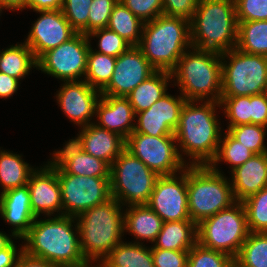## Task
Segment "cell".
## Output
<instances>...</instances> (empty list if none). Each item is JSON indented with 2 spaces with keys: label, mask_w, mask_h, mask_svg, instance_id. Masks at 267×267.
Segmentation results:
<instances>
[{
  "label": "cell",
  "mask_w": 267,
  "mask_h": 267,
  "mask_svg": "<svg viewBox=\"0 0 267 267\" xmlns=\"http://www.w3.org/2000/svg\"><path fill=\"white\" fill-rule=\"evenodd\" d=\"M250 124L267 127V92L250 96Z\"/></svg>",
  "instance_id": "7dc6e473"
},
{
  "label": "cell",
  "mask_w": 267,
  "mask_h": 267,
  "mask_svg": "<svg viewBox=\"0 0 267 267\" xmlns=\"http://www.w3.org/2000/svg\"><path fill=\"white\" fill-rule=\"evenodd\" d=\"M236 48L267 57V20L238 22Z\"/></svg>",
  "instance_id": "1f68e13d"
},
{
  "label": "cell",
  "mask_w": 267,
  "mask_h": 267,
  "mask_svg": "<svg viewBox=\"0 0 267 267\" xmlns=\"http://www.w3.org/2000/svg\"><path fill=\"white\" fill-rule=\"evenodd\" d=\"M119 0H93L89 8V34L108 26L112 9Z\"/></svg>",
  "instance_id": "ee69618b"
},
{
  "label": "cell",
  "mask_w": 267,
  "mask_h": 267,
  "mask_svg": "<svg viewBox=\"0 0 267 267\" xmlns=\"http://www.w3.org/2000/svg\"><path fill=\"white\" fill-rule=\"evenodd\" d=\"M237 21L267 20V0H234Z\"/></svg>",
  "instance_id": "b9f144b4"
},
{
  "label": "cell",
  "mask_w": 267,
  "mask_h": 267,
  "mask_svg": "<svg viewBox=\"0 0 267 267\" xmlns=\"http://www.w3.org/2000/svg\"><path fill=\"white\" fill-rule=\"evenodd\" d=\"M230 267H240L235 261L230 265Z\"/></svg>",
  "instance_id": "9f6ffc18"
},
{
  "label": "cell",
  "mask_w": 267,
  "mask_h": 267,
  "mask_svg": "<svg viewBox=\"0 0 267 267\" xmlns=\"http://www.w3.org/2000/svg\"><path fill=\"white\" fill-rule=\"evenodd\" d=\"M97 126L119 134L125 140L134 131V109L126 97L101 95L96 105ZM132 123V124H131Z\"/></svg>",
  "instance_id": "603a6c76"
},
{
  "label": "cell",
  "mask_w": 267,
  "mask_h": 267,
  "mask_svg": "<svg viewBox=\"0 0 267 267\" xmlns=\"http://www.w3.org/2000/svg\"><path fill=\"white\" fill-rule=\"evenodd\" d=\"M158 177L156 172L125 149L111 165V196L122 206L147 205Z\"/></svg>",
  "instance_id": "30bf717a"
},
{
  "label": "cell",
  "mask_w": 267,
  "mask_h": 267,
  "mask_svg": "<svg viewBox=\"0 0 267 267\" xmlns=\"http://www.w3.org/2000/svg\"><path fill=\"white\" fill-rule=\"evenodd\" d=\"M32 67H38L37 59L25 42L0 51L1 73L20 80L29 74Z\"/></svg>",
  "instance_id": "f1b7e54d"
},
{
  "label": "cell",
  "mask_w": 267,
  "mask_h": 267,
  "mask_svg": "<svg viewBox=\"0 0 267 267\" xmlns=\"http://www.w3.org/2000/svg\"><path fill=\"white\" fill-rule=\"evenodd\" d=\"M92 264L88 263L85 267H104L102 264L98 263V265L91 266Z\"/></svg>",
  "instance_id": "11a10c76"
},
{
  "label": "cell",
  "mask_w": 267,
  "mask_h": 267,
  "mask_svg": "<svg viewBox=\"0 0 267 267\" xmlns=\"http://www.w3.org/2000/svg\"><path fill=\"white\" fill-rule=\"evenodd\" d=\"M81 128L78 136L71 140L83 151L105 161L111 167L113 161L125 150L126 140L94 123Z\"/></svg>",
  "instance_id": "44dd1931"
},
{
  "label": "cell",
  "mask_w": 267,
  "mask_h": 267,
  "mask_svg": "<svg viewBox=\"0 0 267 267\" xmlns=\"http://www.w3.org/2000/svg\"><path fill=\"white\" fill-rule=\"evenodd\" d=\"M249 232H267V187L242 201Z\"/></svg>",
  "instance_id": "d590c367"
},
{
  "label": "cell",
  "mask_w": 267,
  "mask_h": 267,
  "mask_svg": "<svg viewBox=\"0 0 267 267\" xmlns=\"http://www.w3.org/2000/svg\"><path fill=\"white\" fill-rule=\"evenodd\" d=\"M151 248L189 251L197 243V224L192 220L164 222Z\"/></svg>",
  "instance_id": "484cf974"
},
{
  "label": "cell",
  "mask_w": 267,
  "mask_h": 267,
  "mask_svg": "<svg viewBox=\"0 0 267 267\" xmlns=\"http://www.w3.org/2000/svg\"><path fill=\"white\" fill-rule=\"evenodd\" d=\"M93 0H64L62 12L77 33L89 34V8Z\"/></svg>",
  "instance_id": "ab89813d"
},
{
  "label": "cell",
  "mask_w": 267,
  "mask_h": 267,
  "mask_svg": "<svg viewBox=\"0 0 267 267\" xmlns=\"http://www.w3.org/2000/svg\"><path fill=\"white\" fill-rule=\"evenodd\" d=\"M90 41L88 35L76 33L68 41L44 53L37 60V69L62 82L81 81L80 77H85Z\"/></svg>",
  "instance_id": "7c38bea8"
},
{
  "label": "cell",
  "mask_w": 267,
  "mask_h": 267,
  "mask_svg": "<svg viewBox=\"0 0 267 267\" xmlns=\"http://www.w3.org/2000/svg\"><path fill=\"white\" fill-rule=\"evenodd\" d=\"M155 71L141 49L138 46H131L116 58L112 78L101 91V95L127 97Z\"/></svg>",
  "instance_id": "9a60e30c"
},
{
  "label": "cell",
  "mask_w": 267,
  "mask_h": 267,
  "mask_svg": "<svg viewBox=\"0 0 267 267\" xmlns=\"http://www.w3.org/2000/svg\"><path fill=\"white\" fill-rule=\"evenodd\" d=\"M61 186L63 215L78 216L112 198L110 177L57 173Z\"/></svg>",
  "instance_id": "4fadbf2b"
},
{
  "label": "cell",
  "mask_w": 267,
  "mask_h": 267,
  "mask_svg": "<svg viewBox=\"0 0 267 267\" xmlns=\"http://www.w3.org/2000/svg\"><path fill=\"white\" fill-rule=\"evenodd\" d=\"M199 0H162L163 15L181 17L190 21Z\"/></svg>",
  "instance_id": "bcb514c9"
},
{
  "label": "cell",
  "mask_w": 267,
  "mask_h": 267,
  "mask_svg": "<svg viewBox=\"0 0 267 267\" xmlns=\"http://www.w3.org/2000/svg\"><path fill=\"white\" fill-rule=\"evenodd\" d=\"M138 47L156 71L171 73L187 48H192L190 21L160 15L145 22Z\"/></svg>",
  "instance_id": "5b68a950"
},
{
  "label": "cell",
  "mask_w": 267,
  "mask_h": 267,
  "mask_svg": "<svg viewBox=\"0 0 267 267\" xmlns=\"http://www.w3.org/2000/svg\"><path fill=\"white\" fill-rule=\"evenodd\" d=\"M226 57L230 61H226ZM221 97L252 96L267 92V57L236 47L221 53ZM226 62V63H225Z\"/></svg>",
  "instance_id": "ba28073f"
},
{
  "label": "cell",
  "mask_w": 267,
  "mask_h": 267,
  "mask_svg": "<svg viewBox=\"0 0 267 267\" xmlns=\"http://www.w3.org/2000/svg\"><path fill=\"white\" fill-rule=\"evenodd\" d=\"M19 87V80L0 72V98L13 96Z\"/></svg>",
  "instance_id": "681fc988"
},
{
  "label": "cell",
  "mask_w": 267,
  "mask_h": 267,
  "mask_svg": "<svg viewBox=\"0 0 267 267\" xmlns=\"http://www.w3.org/2000/svg\"><path fill=\"white\" fill-rule=\"evenodd\" d=\"M142 22H149L163 15L162 0H120Z\"/></svg>",
  "instance_id": "7bdbcfd3"
},
{
  "label": "cell",
  "mask_w": 267,
  "mask_h": 267,
  "mask_svg": "<svg viewBox=\"0 0 267 267\" xmlns=\"http://www.w3.org/2000/svg\"><path fill=\"white\" fill-rule=\"evenodd\" d=\"M231 256L201 246L198 242L189 250L187 267H230Z\"/></svg>",
  "instance_id": "74e56055"
},
{
  "label": "cell",
  "mask_w": 267,
  "mask_h": 267,
  "mask_svg": "<svg viewBox=\"0 0 267 267\" xmlns=\"http://www.w3.org/2000/svg\"><path fill=\"white\" fill-rule=\"evenodd\" d=\"M37 219L22 238L26 242L23 245L26 254L61 267H85L88 264L80 249L78 224L74 216ZM72 223H76L75 227Z\"/></svg>",
  "instance_id": "6da1fadb"
},
{
  "label": "cell",
  "mask_w": 267,
  "mask_h": 267,
  "mask_svg": "<svg viewBox=\"0 0 267 267\" xmlns=\"http://www.w3.org/2000/svg\"><path fill=\"white\" fill-rule=\"evenodd\" d=\"M187 100L180 94H166L149 109L136 113L134 132L149 136H173L179 124L180 113Z\"/></svg>",
  "instance_id": "e0dca14e"
},
{
  "label": "cell",
  "mask_w": 267,
  "mask_h": 267,
  "mask_svg": "<svg viewBox=\"0 0 267 267\" xmlns=\"http://www.w3.org/2000/svg\"><path fill=\"white\" fill-rule=\"evenodd\" d=\"M196 101L187 100L180 113L179 124L174 132L178 150L186 154L189 165H210L215 159L221 134L220 123L215 108L220 102L204 101L195 105Z\"/></svg>",
  "instance_id": "7a4b0ae2"
},
{
  "label": "cell",
  "mask_w": 267,
  "mask_h": 267,
  "mask_svg": "<svg viewBox=\"0 0 267 267\" xmlns=\"http://www.w3.org/2000/svg\"><path fill=\"white\" fill-rule=\"evenodd\" d=\"M266 128L261 125L246 124L230 127L227 131L254 154H261L267 153V148L264 145Z\"/></svg>",
  "instance_id": "8d00e7d4"
},
{
  "label": "cell",
  "mask_w": 267,
  "mask_h": 267,
  "mask_svg": "<svg viewBox=\"0 0 267 267\" xmlns=\"http://www.w3.org/2000/svg\"><path fill=\"white\" fill-rule=\"evenodd\" d=\"M92 37L99 38V50L96 52L116 58L132 46L124 38L120 37L116 32L108 27L92 31L88 34V38L90 39Z\"/></svg>",
  "instance_id": "60d3db41"
},
{
  "label": "cell",
  "mask_w": 267,
  "mask_h": 267,
  "mask_svg": "<svg viewBox=\"0 0 267 267\" xmlns=\"http://www.w3.org/2000/svg\"><path fill=\"white\" fill-rule=\"evenodd\" d=\"M172 74L167 71H155L146 80L141 82L126 97L135 114L149 109L156 101L167 94V85Z\"/></svg>",
  "instance_id": "4316f807"
},
{
  "label": "cell",
  "mask_w": 267,
  "mask_h": 267,
  "mask_svg": "<svg viewBox=\"0 0 267 267\" xmlns=\"http://www.w3.org/2000/svg\"><path fill=\"white\" fill-rule=\"evenodd\" d=\"M16 267H61V266L50 263L44 259L30 256L23 251L18 259Z\"/></svg>",
  "instance_id": "816d5d0a"
},
{
  "label": "cell",
  "mask_w": 267,
  "mask_h": 267,
  "mask_svg": "<svg viewBox=\"0 0 267 267\" xmlns=\"http://www.w3.org/2000/svg\"><path fill=\"white\" fill-rule=\"evenodd\" d=\"M189 251L152 248L155 267H187Z\"/></svg>",
  "instance_id": "f6af8a7d"
},
{
  "label": "cell",
  "mask_w": 267,
  "mask_h": 267,
  "mask_svg": "<svg viewBox=\"0 0 267 267\" xmlns=\"http://www.w3.org/2000/svg\"><path fill=\"white\" fill-rule=\"evenodd\" d=\"M12 241L11 237L0 231V250L7 247Z\"/></svg>",
  "instance_id": "db71d44e"
},
{
  "label": "cell",
  "mask_w": 267,
  "mask_h": 267,
  "mask_svg": "<svg viewBox=\"0 0 267 267\" xmlns=\"http://www.w3.org/2000/svg\"><path fill=\"white\" fill-rule=\"evenodd\" d=\"M143 24L120 0L114 5L108 28L124 38L132 46L141 41ZM140 30V31H139Z\"/></svg>",
  "instance_id": "4dcf8cb0"
},
{
  "label": "cell",
  "mask_w": 267,
  "mask_h": 267,
  "mask_svg": "<svg viewBox=\"0 0 267 267\" xmlns=\"http://www.w3.org/2000/svg\"><path fill=\"white\" fill-rule=\"evenodd\" d=\"M56 94L57 103L74 124L87 126L94 114L101 92L92 88L85 80L64 82Z\"/></svg>",
  "instance_id": "d6986e66"
},
{
  "label": "cell",
  "mask_w": 267,
  "mask_h": 267,
  "mask_svg": "<svg viewBox=\"0 0 267 267\" xmlns=\"http://www.w3.org/2000/svg\"><path fill=\"white\" fill-rule=\"evenodd\" d=\"M99 263L104 267H155L152 248L145 247L142 242L137 241L120 242Z\"/></svg>",
  "instance_id": "83f0119b"
},
{
  "label": "cell",
  "mask_w": 267,
  "mask_h": 267,
  "mask_svg": "<svg viewBox=\"0 0 267 267\" xmlns=\"http://www.w3.org/2000/svg\"><path fill=\"white\" fill-rule=\"evenodd\" d=\"M217 168L187 166L189 216L196 224L236 202L231 181Z\"/></svg>",
  "instance_id": "52a82bcc"
},
{
  "label": "cell",
  "mask_w": 267,
  "mask_h": 267,
  "mask_svg": "<svg viewBox=\"0 0 267 267\" xmlns=\"http://www.w3.org/2000/svg\"><path fill=\"white\" fill-rule=\"evenodd\" d=\"M234 261L240 267H267V232H249Z\"/></svg>",
  "instance_id": "836d02e7"
},
{
  "label": "cell",
  "mask_w": 267,
  "mask_h": 267,
  "mask_svg": "<svg viewBox=\"0 0 267 267\" xmlns=\"http://www.w3.org/2000/svg\"><path fill=\"white\" fill-rule=\"evenodd\" d=\"M193 50V51H191ZM171 72L180 94L191 101L220 102L222 95L221 53L192 47ZM189 51V52H188ZM211 96V97H210Z\"/></svg>",
  "instance_id": "8992f818"
},
{
  "label": "cell",
  "mask_w": 267,
  "mask_h": 267,
  "mask_svg": "<svg viewBox=\"0 0 267 267\" xmlns=\"http://www.w3.org/2000/svg\"><path fill=\"white\" fill-rule=\"evenodd\" d=\"M17 250L19 251L17 254ZM23 252V245L17 249L12 241L7 247L0 250V267H16L18 259Z\"/></svg>",
  "instance_id": "c3c4849f"
},
{
  "label": "cell",
  "mask_w": 267,
  "mask_h": 267,
  "mask_svg": "<svg viewBox=\"0 0 267 267\" xmlns=\"http://www.w3.org/2000/svg\"><path fill=\"white\" fill-rule=\"evenodd\" d=\"M64 0H27V9L33 11L59 10L62 9Z\"/></svg>",
  "instance_id": "f907efd6"
},
{
  "label": "cell",
  "mask_w": 267,
  "mask_h": 267,
  "mask_svg": "<svg viewBox=\"0 0 267 267\" xmlns=\"http://www.w3.org/2000/svg\"><path fill=\"white\" fill-rule=\"evenodd\" d=\"M120 202L110 198L105 203L76 216L79 245L88 263L102 261L124 235V213Z\"/></svg>",
  "instance_id": "3957f363"
},
{
  "label": "cell",
  "mask_w": 267,
  "mask_h": 267,
  "mask_svg": "<svg viewBox=\"0 0 267 267\" xmlns=\"http://www.w3.org/2000/svg\"><path fill=\"white\" fill-rule=\"evenodd\" d=\"M230 172L233 196L242 202L267 187V153L254 154Z\"/></svg>",
  "instance_id": "cb8c5ba5"
},
{
  "label": "cell",
  "mask_w": 267,
  "mask_h": 267,
  "mask_svg": "<svg viewBox=\"0 0 267 267\" xmlns=\"http://www.w3.org/2000/svg\"><path fill=\"white\" fill-rule=\"evenodd\" d=\"M234 0H199L190 20L192 47L223 53L237 45Z\"/></svg>",
  "instance_id": "277c9868"
},
{
  "label": "cell",
  "mask_w": 267,
  "mask_h": 267,
  "mask_svg": "<svg viewBox=\"0 0 267 267\" xmlns=\"http://www.w3.org/2000/svg\"><path fill=\"white\" fill-rule=\"evenodd\" d=\"M50 161L57 173H69L78 176L110 177L111 167L87 152L83 151L71 139L61 150L54 151Z\"/></svg>",
  "instance_id": "ffe728a7"
},
{
  "label": "cell",
  "mask_w": 267,
  "mask_h": 267,
  "mask_svg": "<svg viewBox=\"0 0 267 267\" xmlns=\"http://www.w3.org/2000/svg\"><path fill=\"white\" fill-rule=\"evenodd\" d=\"M175 142V135L155 137L133 131L126 139L125 149L159 176L173 175L189 165Z\"/></svg>",
  "instance_id": "8fae6325"
},
{
  "label": "cell",
  "mask_w": 267,
  "mask_h": 267,
  "mask_svg": "<svg viewBox=\"0 0 267 267\" xmlns=\"http://www.w3.org/2000/svg\"><path fill=\"white\" fill-rule=\"evenodd\" d=\"M125 212L124 232L131 233L136 240H147L153 244L164 223L161 217L148 205L126 207Z\"/></svg>",
  "instance_id": "d4e9b609"
},
{
  "label": "cell",
  "mask_w": 267,
  "mask_h": 267,
  "mask_svg": "<svg viewBox=\"0 0 267 267\" xmlns=\"http://www.w3.org/2000/svg\"><path fill=\"white\" fill-rule=\"evenodd\" d=\"M36 169L24 162L21 155L0 149V184L1 193L24 186Z\"/></svg>",
  "instance_id": "f546056e"
},
{
  "label": "cell",
  "mask_w": 267,
  "mask_h": 267,
  "mask_svg": "<svg viewBox=\"0 0 267 267\" xmlns=\"http://www.w3.org/2000/svg\"><path fill=\"white\" fill-rule=\"evenodd\" d=\"M220 106L230 127L250 124V96L221 97ZM223 106V107H222Z\"/></svg>",
  "instance_id": "f35d334b"
},
{
  "label": "cell",
  "mask_w": 267,
  "mask_h": 267,
  "mask_svg": "<svg viewBox=\"0 0 267 267\" xmlns=\"http://www.w3.org/2000/svg\"><path fill=\"white\" fill-rule=\"evenodd\" d=\"M224 134V139H220L216 157L209 166L217 167V163L223 160L232 166L229 168L234 170L236 167L243 165L254 153L235 139L227 130Z\"/></svg>",
  "instance_id": "e575fe53"
},
{
  "label": "cell",
  "mask_w": 267,
  "mask_h": 267,
  "mask_svg": "<svg viewBox=\"0 0 267 267\" xmlns=\"http://www.w3.org/2000/svg\"><path fill=\"white\" fill-rule=\"evenodd\" d=\"M115 63L116 57L98 53L90 47L84 80L101 92L112 78Z\"/></svg>",
  "instance_id": "d6a6232c"
},
{
  "label": "cell",
  "mask_w": 267,
  "mask_h": 267,
  "mask_svg": "<svg viewBox=\"0 0 267 267\" xmlns=\"http://www.w3.org/2000/svg\"><path fill=\"white\" fill-rule=\"evenodd\" d=\"M248 234L246 212L239 201L197 224V242L201 246L223 252L234 259Z\"/></svg>",
  "instance_id": "9c48e42d"
},
{
  "label": "cell",
  "mask_w": 267,
  "mask_h": 267,
  "mask_svg": "<svg viewBox=\"0 0 267 267\" xmlns=\"http://www.w3.org/2000/svg\"><path fill=\"white\" fill-rule=\"evenodd\" d=\"M36 12L41 16L34 21L24 42L38 60L44 53L68 41L77 32L67 21L61 9Z\"/></svg>",
  "instance_id": "2e32d148"
},
{
  "label": "cell",
  "mask_w": 267,
  "mask_h": 267,
  "mask_svg": "<svg viewBox=\"0 0 267 267\" xmlns=\"http://www.w3.org/2000/svg\"><path fill=\"white\" fill-rule=\"evenodd\" d=\"M175 174L159 176L148 206L164 222L191 220L188 209L187 167Z\"/></svg>",
  "instance_id": "5bb4252c"
},
{
  "label": "cell",
  "mask_w": 267,
  "mask_h": 267,
  "mask_svg": "<svg viewBox=\"0 0 267 267\" xmlns=\"http://www.w3.org/2000/svg\"><path fill=\"white\" fill-rule=\"evenodd\" d=\"M0 215L14 227L11 237L22 239L27 234L36 219L31 210L27 184L0 194Z\"/></svg>",
  "instance_id": "7402d4cb"
},
{
  "label": "cell",
  "mask_w": 267,
  "mask_h": 267,
  "mask_svg": "<svg viewBox=\"0 0 267 267\" xmlns=\"http://www.w3.org/2000/svg\"><path fill=\"white\" fill-rule=\"evenodd\" d=\"M0 6L11 11H22L27 8V0H0Z\"/></svg>",
  "instance_id": "f5cc1de1"
},
{
  "label": "cell",
  "mask_w": 267,
  "mask_h": 267,
  "mask_svg": "<svg viewBox=\"0 0 267 267\" xmlns=\"http://www.w3.org/2000/svg\"><path fill=\"white\" fill-rule=\"evenodd\" d=\"M36 169L28 180L31 210L36 218L40 214L51 216L54 212L63 215L61 186L57 169L50 162ZM61 213V214H60Z\"/></svg>",
  "instance_id": "ac0fdd59"
}]
</instances>
